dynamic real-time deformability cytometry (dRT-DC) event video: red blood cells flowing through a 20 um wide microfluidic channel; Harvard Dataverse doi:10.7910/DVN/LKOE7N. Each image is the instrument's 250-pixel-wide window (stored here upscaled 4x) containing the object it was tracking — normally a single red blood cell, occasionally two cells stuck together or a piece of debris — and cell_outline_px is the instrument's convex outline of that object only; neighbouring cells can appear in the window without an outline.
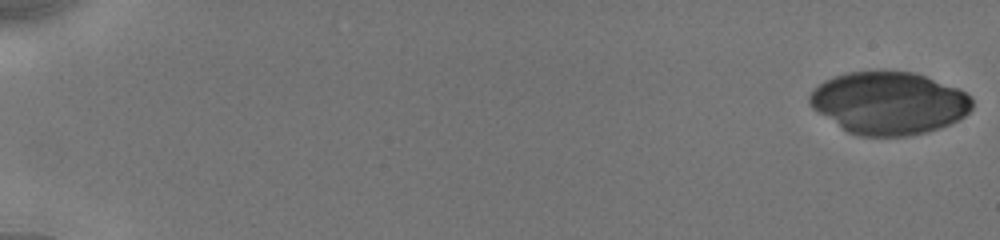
{"species": "human", "species_latin": "Homo sapiens", "temperature_condition": "cold", "stored_images_in_passage": 61, "camera_frame_rate_fps": 3000, "um_per_image_px": 0.085, "donor": {"sex": "male"}, "frame": {"image": 1, "passage_image": 1, "time_ms": 0.0, "image_size_px": [1000, 240], "cell_outline_px": [[972, 108], [964, 116], [940, 128], [928, 132], [908, 136], [860, 136], [848, 132], [812, 108], [808, 100], [808, 96], [824, 80], [832, 76], [848, 72], [884, 68], [912, 72], [924, 76], [956, 88], [964, 92], [972, 100]], "centroid_in_image_um": [75.52, 8.73], "position_along_channel_um": 9.5, "area_um2": 59.53}}